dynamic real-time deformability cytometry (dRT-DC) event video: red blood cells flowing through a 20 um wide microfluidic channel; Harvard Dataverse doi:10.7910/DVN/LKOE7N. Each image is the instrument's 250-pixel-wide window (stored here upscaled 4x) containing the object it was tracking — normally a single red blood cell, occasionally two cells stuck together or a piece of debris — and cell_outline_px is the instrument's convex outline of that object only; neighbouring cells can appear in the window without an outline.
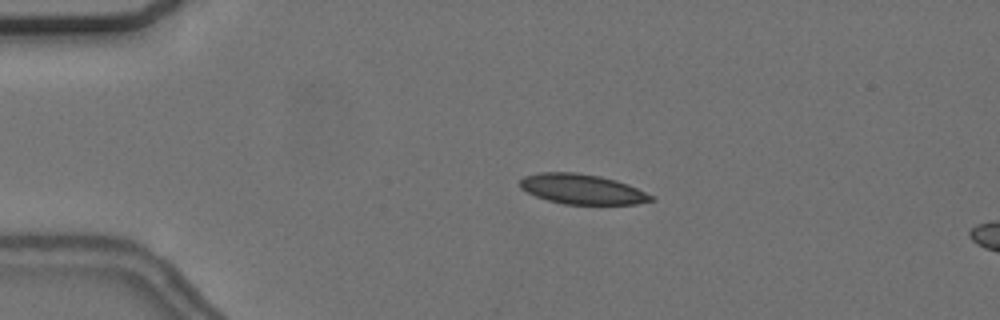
{"species": "common noctule bat (a hibernating species)", "species_latin": "Nyctalus noctula", "temperature_condition": "cold", "stored_images_in_passage": 17, "camera_frame_rate_fps": 3000, "um_per_image_px": 0.085, "animal": {"sex": "female", "body_mass_g": 24.6, "forearm_length_mm": 56.2}, "frame": {"image": 1, "passage_image": 12, "time_ms": 3.667, "image_size_px": [1000, 320], "cell_outline_px": [[656, 200], [636, 204], [564, 204], [548, 200], [536, 196], [520, 188], [520, 180], [524, 176], [540, 172], [576, 172], [600, 176], [616, 180], [628, 184], [656, 196]], "centroid_in_image_um": [49.52, 16.07], "position_along_channel_um": 35.5, "area_um2": 23.06}}